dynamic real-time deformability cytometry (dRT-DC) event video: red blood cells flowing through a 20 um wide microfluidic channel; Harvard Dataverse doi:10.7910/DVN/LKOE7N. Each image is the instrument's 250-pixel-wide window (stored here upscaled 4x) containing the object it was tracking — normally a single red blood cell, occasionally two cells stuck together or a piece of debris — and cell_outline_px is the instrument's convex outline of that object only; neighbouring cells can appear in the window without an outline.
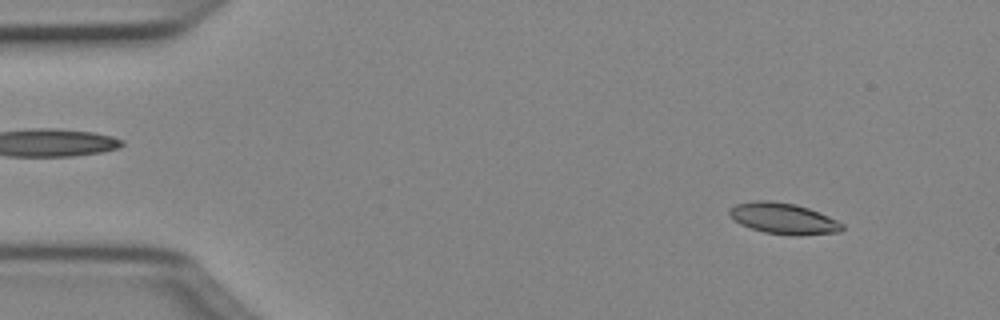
{"species": "Egyptian fruit bat (a non-hibernating species)", "species_latin": "Rousettus aegyptiacus", "temperature_condition": "cold", "stored_images_in_passage": 50, "camera_frame_rate_fps": 3000, "um_per_image_px": 0.085, "animal": {"sex": "female"}, "frame": {"image": 1, "passage_image": 5, "time_ms": 1.333, "image_size_px": [1000, 320], "cell_outline_px": [[844, 228], [840, 232], [800, 236], [792, 236], [764, 232], [740, 224], [728, 212], [728, 208], [736, 204], [756, 200], [772, 200], [796, 204], [808, 208], [828, 216], [844, 224]], "centroid_in_image_um": [66.61, 18.57], "position_along_channel_um": 18.4, "area_um2": 20.52}}
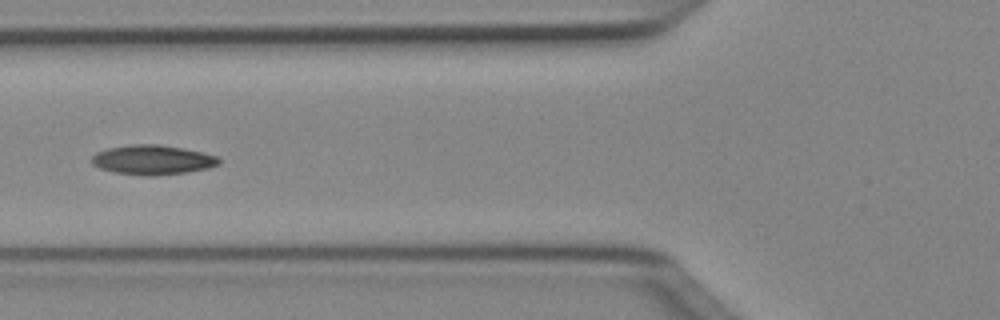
{"frame": {"image": 2, "passage_image": 19, "time_ms": 6.0, "image_size_px": [1000, 320], "cell_outline_px": [[220, 164], [208, 168], [184, 172], [152, 176], [148, 176], [112, 172], [100, 168], [92, 164], [88, 160], [96, 152], [108, 148], [132, 144], [156, 144], [180, 148], [200, 152], [216, 156], [220, 160]], "centroid_in_image_um": [12.9, 13.59], "position_along_channel_um": 112.9, "area_um2": 21.79}}
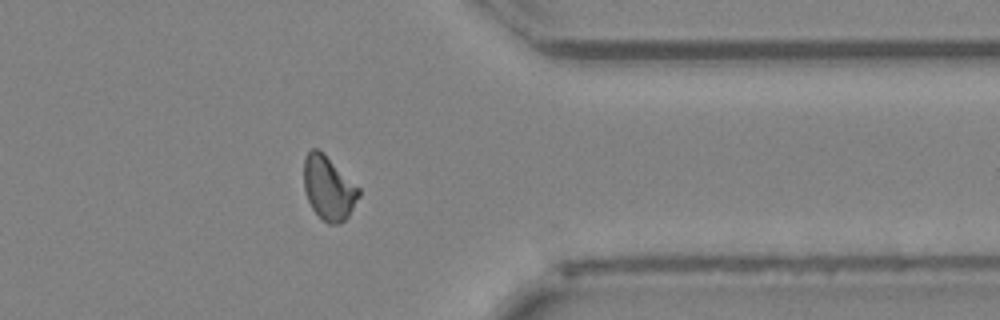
{"frame": {"image": 3, "passage_image": 40, "time_ms": 13.0, "image_size_px": [1000, 320], "cell_outline_px": [[360, 196], [348, 216], [340, 224], [328, 224], [312, 208], [308, 200], [304, 188], [304, 156], [312, 148], [316, 148], [324, 152], [360, 188]], "centroid_in_image_um": [27.94, 15.95], "position_along_channel_um": 383.5, "area_um2": 20.52}, "authors_computed_cell_mechanics": {"area_um2": 20.4612, "velocity_mm_per_s": 4.0195, "shape_relaxation_time_tau1_ms": 5.0459, "shape_relaxation_time_tau2_ms": 3.6256, "deformation_change_tau1": 0.1313, "deformation_change_tau2": 0.0727}}